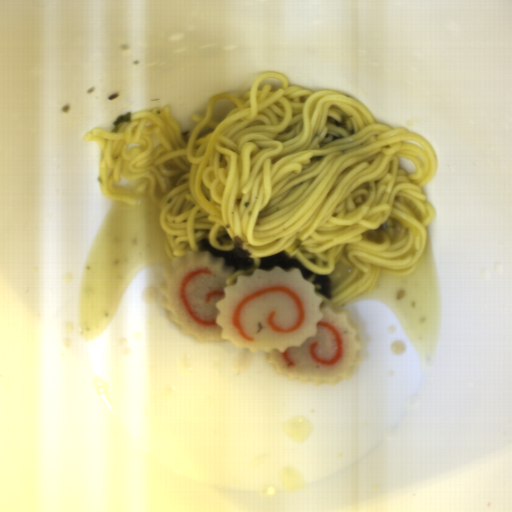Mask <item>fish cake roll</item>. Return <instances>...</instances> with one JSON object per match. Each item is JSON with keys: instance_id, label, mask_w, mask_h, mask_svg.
Instances as JSON below:
<instances>
[{"instance_id": "14b837c1", "label": "fish cake roll", "mask_w": 512, "mask_h": 512, "mask_svg": "<svg viewBox=\"0 0 512 512\" xmlns=\"http://www.w3.org/2000/svg\"><path fill=\"white\" fill-rule=\"evenodd\" d=\"M224 263L199 249L164 267L160 303L181 333L200 344L264 351L291 381L316 387L352 378L362 350L358 332L345 313L321 307L301 269L259 267L227 286L236 271Z\"/></svg>"}]
</instances>
